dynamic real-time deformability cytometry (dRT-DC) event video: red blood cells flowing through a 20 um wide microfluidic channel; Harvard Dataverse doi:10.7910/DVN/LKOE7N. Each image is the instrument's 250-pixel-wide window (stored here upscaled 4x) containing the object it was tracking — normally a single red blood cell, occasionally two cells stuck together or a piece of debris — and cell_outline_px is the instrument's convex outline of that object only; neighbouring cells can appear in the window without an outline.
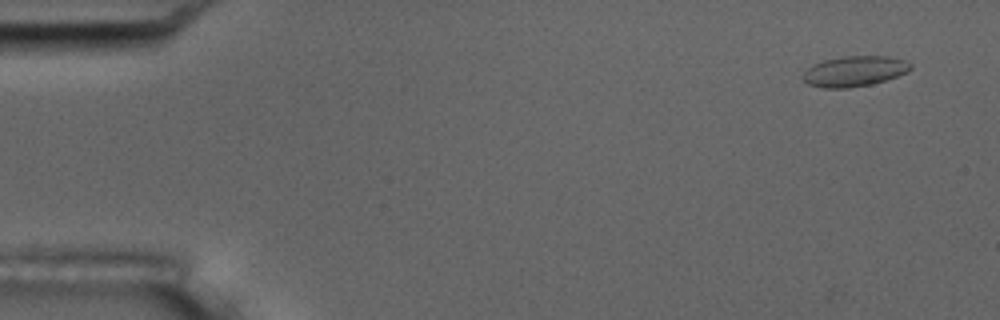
{"species": "common noctule bat (a hibernating species)", "species_latin": "Nyctalus noctula", "temperature_condition": "room temperature", "stored_images_in_passage": 5, "camera_frame_rate_fps": 3000, "um_per_image_px": 0.085, "animal": {"sex": "male", "body_mass_g": 17.5, "forearm_length_mm": 52.3}, "frame": {"image": 1, "passage_image": 1, "time_ms": 0.0, "image_size_px": [1000, 320], "cell_outline_px": [[912, 68], [908, 72], [872, 84], [848, 88], [824, 88], [808, 84], [800, 76], [812, 64], [824, 60], [844, 56], [888, 56], [904, 60], [912, 64]], "centroid_in_image_um": [72.61, 6.05], "position_along_channel_um": 12.4, "area_um2": 19.13}}